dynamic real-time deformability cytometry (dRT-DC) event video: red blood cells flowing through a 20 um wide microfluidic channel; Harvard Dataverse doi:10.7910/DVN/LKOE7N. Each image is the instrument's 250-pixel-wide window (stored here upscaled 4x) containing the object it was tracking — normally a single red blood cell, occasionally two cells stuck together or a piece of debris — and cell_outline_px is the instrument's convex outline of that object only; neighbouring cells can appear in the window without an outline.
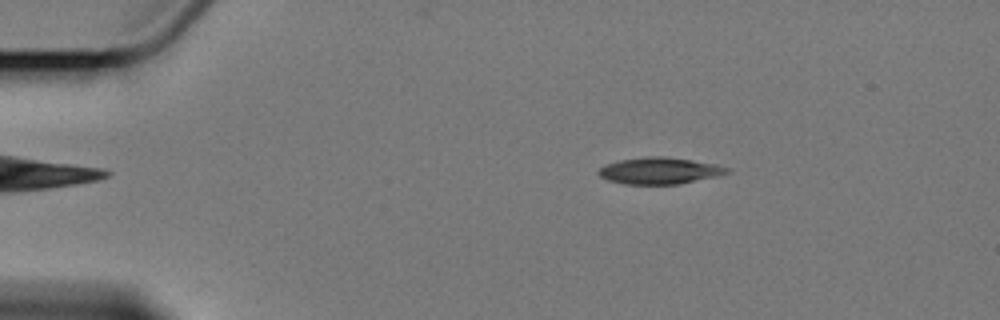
{"species": "Egyptian fruit bat (a non-hibernating species)", "species_latin": "Rousettus aegyptiacus", "temperature_condition": "cold", "stored_images_in_passage": 12, "camera_frame_rate_fps": 3000, "um_per_image_px": 0.085, "animal": {"sex": "female"}, "frame": {"image": 1, "passage_image": 2, "time_ms": 1.333, "image_size_px": [1000, 320], "cell_outline_px": [[732, 172], [716, 176], [680, 184], [624, 184], [608, 180], [600, 176], [596, 172], [604, 164], [620, 160], [648, 156], [664, 156], [692, 160], [716, 164], [728, 168]], "centroid_in_image_um": [56.05, 14.51], "position_along_channel_um": 29.0, "area_um2": 19.94}}
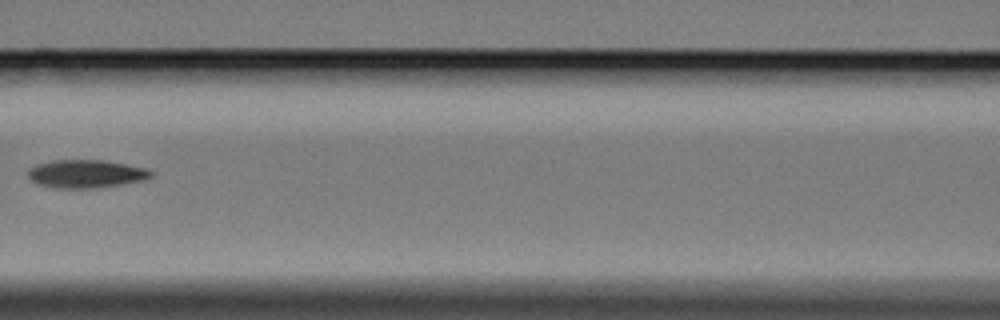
{"frame": {"image": 2, "passage_image": 6, "time_ms": 7.0, "image_size_px": [1000, 320], "cell_outline_px": [[152, 176], [140, 180], [120, 184], [92, 188], [56, 188], [36, 184], [28, 176], [28, 172], [36, 164], [52, 160], [104, 160], [144, 168], [152, 172]], "centroid_in_image_um": [7.24, 14.77], "position_along_channel_um": 159.4, "area_um2": 19.77}}
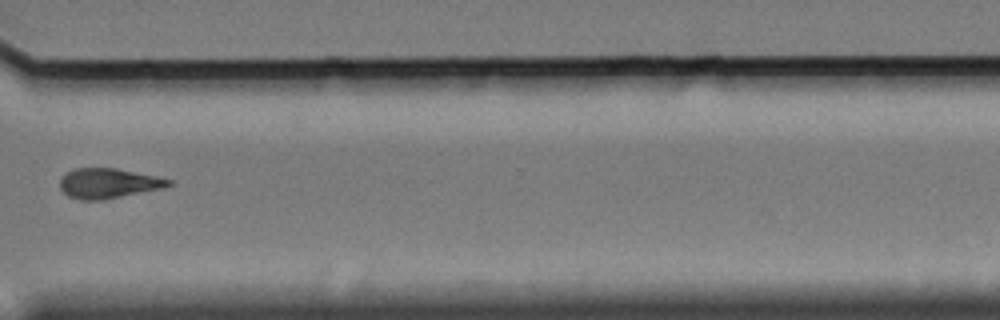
{"frame": {"image": 3, "passage_image": 11, "time_ms": 13.0, "image_size_px": [1000, 320], "cell_outline_px": [[172, 184], [164, 188], [100, 200], [80, 200], [68, 196], [60, 188], [60, 180], [68, 172], [76, 168], [116, 168], [156, 176], [172, 180]], "centroid_in_image_um": [9.22, 15.58], "position_along_channel_um": 361.4, "area_um2": 18.79}, "authors_computed_cell_mechanics": {"area_um2": 19.8832, "velocity_mm_per_s": 3.3818, "shape_relaxation_time_tau1_ms": 6.2174, "shape_relaxation_time_tau2_ms": null, "deformation_change_tau1": 0.1128, "deformation_change_tau2": null}}